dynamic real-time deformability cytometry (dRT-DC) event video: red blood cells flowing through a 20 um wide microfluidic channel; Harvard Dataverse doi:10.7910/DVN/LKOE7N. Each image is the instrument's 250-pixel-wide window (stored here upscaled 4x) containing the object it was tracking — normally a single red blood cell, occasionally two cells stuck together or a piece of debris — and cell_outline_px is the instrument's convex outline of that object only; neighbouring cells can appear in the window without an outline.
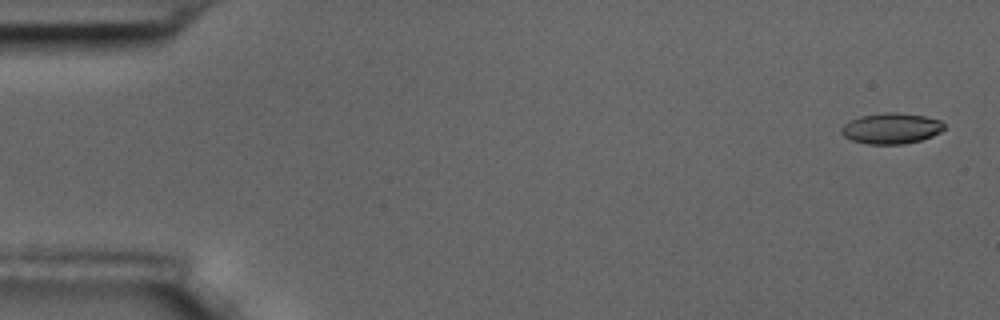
{"species": "common noctule bat (a hibernating species)", "species_latin": "Nyctalus noctula", "temperature_condition": "room temperature", "stored_images_in_passage": 5, "camera_frame_rate_fps": 3000, "um_per_image_px": 0.085, "animal": {"sex": "male", "body_mass_g": 17.5, "forearm_length_mm": 52.3}, "frame": {"image": 1, "passage_image": 1, "time_ms": 0.0, "image_size_px": [1000, 320], "cell_outline_px": [[944, 128], [940, 132], [932, 136], [920, 140], [904, 144], [868, 144], [852, 140], [844, 136], [840, 132], [840, 128], [848, 120], [860, 116], [884, 112], [896, 112], [924, 116], [940, 120], [944, 124]], "centroid_in_image_um": [75.72, 10.91], "position_along_channel_um": 9.3, "area_um2": 18.5}}
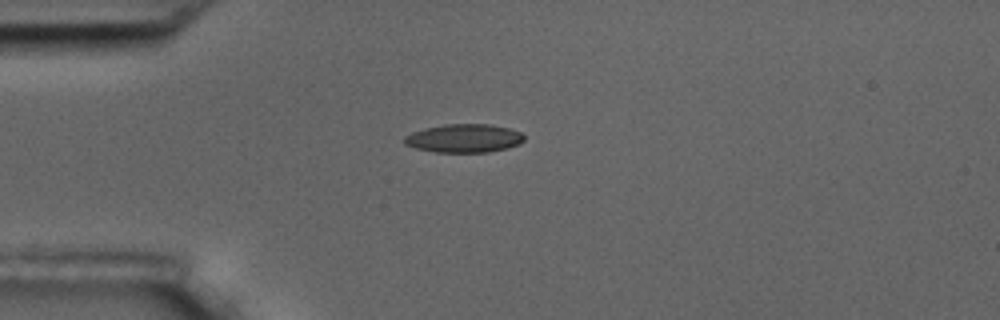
{"frame": {"image": 2, "passage_image": 4, "time_ms": 4.333, "image_size_px": [1000, 320], "cell_outline_px": [[524, 140], [520, 144], [508, 148], [488, 152], [436, 152], [416, 148], [404, 144], [404, 136], [412, 132], [424, 128], [444, 124], [492, 124], [508, 128], [520, 132], [524, 136]], "centroid_in_image_um": [39.44, 11.75], "position_along_channel_um": 45.6, "area_um2": 19.94}}